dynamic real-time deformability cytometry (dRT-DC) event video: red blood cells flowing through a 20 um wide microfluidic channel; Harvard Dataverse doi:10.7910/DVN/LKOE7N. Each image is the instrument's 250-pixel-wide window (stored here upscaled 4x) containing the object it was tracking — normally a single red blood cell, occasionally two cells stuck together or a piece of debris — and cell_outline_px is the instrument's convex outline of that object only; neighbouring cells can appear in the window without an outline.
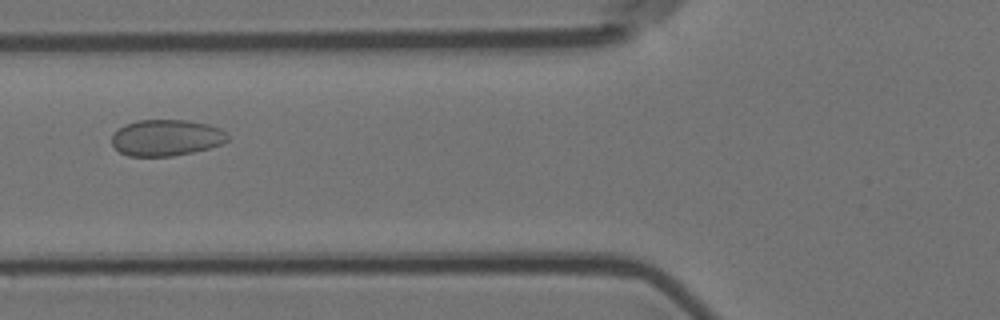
{"species": "Egyptian fruit bat (a non-hibernating species)", "species_latin": "Rousettus aegyptiacus", "temperature_condition": "room temperature", "stored_images_in_passage": 6, "camera_frame_rate_fps": 3000, "um_per_image_px": 0.085, "animal": {"sex": "female"}, "frame": {"image": 1, "passage_image": 2, "time_ms": 0.333, "image_size_px": [1000, 320], "cell_outline_px": [[228, 140], [220, 144], [208, 148], [192, 152], [172, 156], [128, 156], [120, 152], [112, 144], [112, 136], [124, 124], [136, 120], [188, 120], [208, 124], [220, 128], [228, 136]], "centroid_in_image_um": [14.12, 11.7], "position_along_channel_um": 111.7, "area_um2": 24.39}}
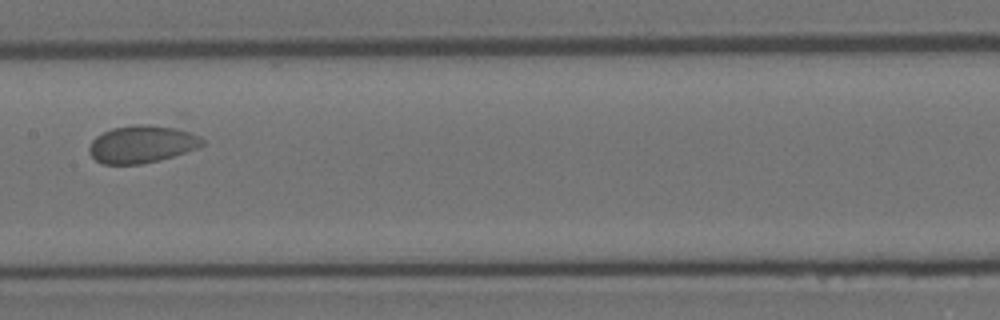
{"frame": {"image": 2, "passage_image": 4, "time_ms": 1.0, "image_size_px": [1000, 320], "cell_outline_px": [[204, 144], [200, 148], [160, 160], [140, 164], [104, 164], [96, 160], [88, 152], [88, 148], [92, 140], [96, 136], [112, 128], [136, 124], [148, 124], [172, 128], [188, 132], [200, 136], [204, 140]], "centroid_in_image_um": [12.06, 12.26], "position_along_channel_um": 195.3, "area_um2": 24.68}}
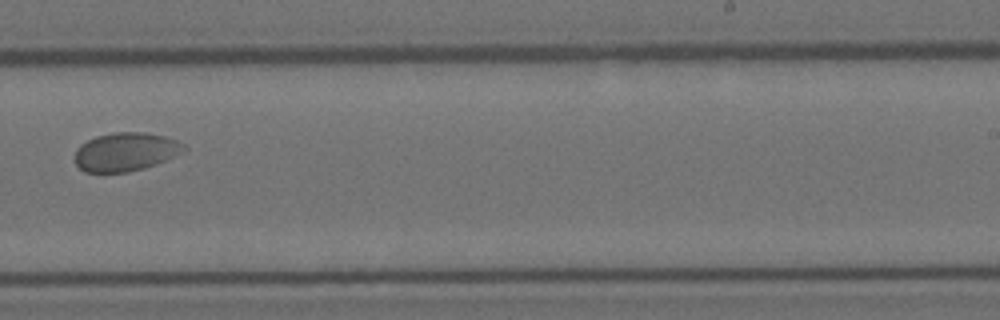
{"frame": {"image": 3, "passage_image": 6, "time_ms": 1.667, "image_size_px": [1000, 320], "cell_outline_px": [[188, 148], [184, 152], [144, 168], [128, 172], [84, 172], [72, 160], [72, 156], [76, 148], [80, 144], [96, 136], [116, 132], [144, 132], [164, 136], [176, 140], [184, 144]], "centroid_in_image_um": [10.63, 12.9], "position_along_channel_um": 278.4, "area_um2": 24.68}}